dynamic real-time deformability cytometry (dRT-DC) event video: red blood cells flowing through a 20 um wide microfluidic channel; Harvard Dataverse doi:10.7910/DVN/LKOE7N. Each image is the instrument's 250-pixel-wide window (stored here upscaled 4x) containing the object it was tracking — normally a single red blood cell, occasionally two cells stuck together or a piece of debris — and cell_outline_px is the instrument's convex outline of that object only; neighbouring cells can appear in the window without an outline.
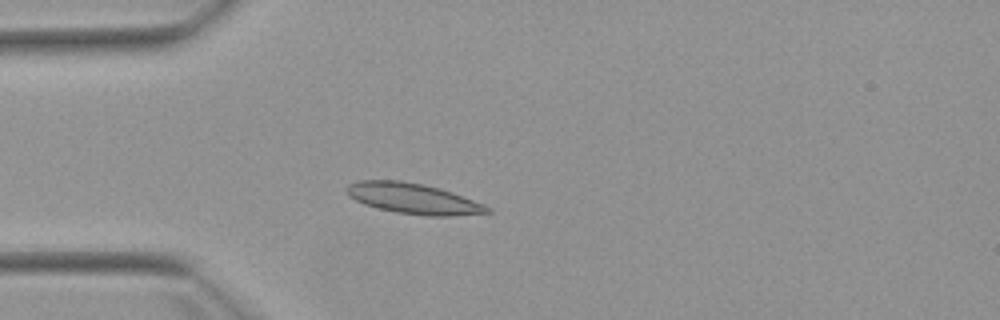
{"species": "Egyptian fruit bat (a non-hibernating species)", "species_latin": "Rousettus aegyptiacus", "temperature_condition": "warm", "stored_images_in_passage": 5, "camera_frame_rate_fps": 3000, "um_per_image_px": 0.085, "animal": {"sex": "female"}, "frame": {"image": 1, "passage_image": 5, "time_ms": 4.667, "image_size_px": [1000, 320], "cell_outline_px": [[492, 212], [452, 216], [424, 216], [396, 212], [376, 208], [364, 204], [348, 196], [344, 188], [348, 184], [356, 180], [400, 180], [424, 184], [440, 188], [452, 192], [484, 204], [492, 208]], "centroid_in_image_um": [35.1, 16.87], "position_along_channel_um": 49.9, "area_um2": 25.37}}